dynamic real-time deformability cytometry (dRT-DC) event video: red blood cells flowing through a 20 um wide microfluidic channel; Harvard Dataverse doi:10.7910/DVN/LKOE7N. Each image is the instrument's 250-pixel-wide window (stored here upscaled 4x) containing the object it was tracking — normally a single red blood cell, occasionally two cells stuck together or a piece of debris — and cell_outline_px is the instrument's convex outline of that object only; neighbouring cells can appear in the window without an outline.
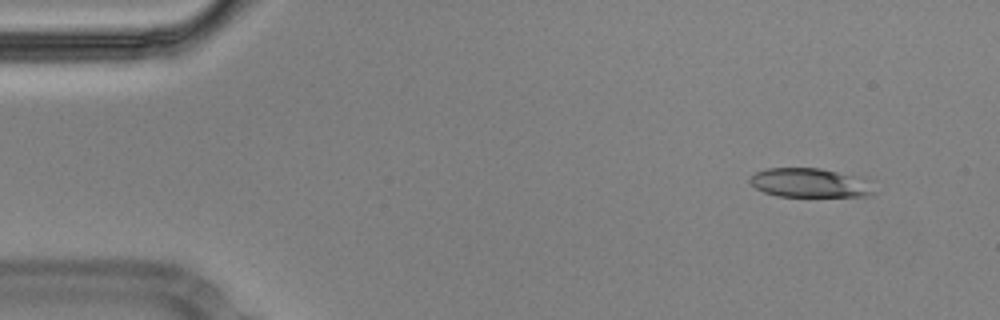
{"species": "Egyptian fruit bat (a non-hibernating species)", "species_latin": "Rousettus aegyptiacus", "temperature_condition": "cold", "stored_images_in_passage": 24, "camera_frame_rate_fps": 3000, "um_per_image_px": 0.085, "animal": {"sex": "male"}, "frame": {"image": 1, "passage_image": 5, "time_ms": 1.333, "image_size_px": [1000, 320], "cell_outline_px": [[876, 192], [872, 196], [776, 196], [764, 192], [756, 188], [748, 180], [756, 172], [768, 168], [820, 168], [864, 176], [872, 180]], "centroid_in_image_um": [68.98, 15.54], "position_along_channel_um": 16.0, "area_um2": 21.62}}
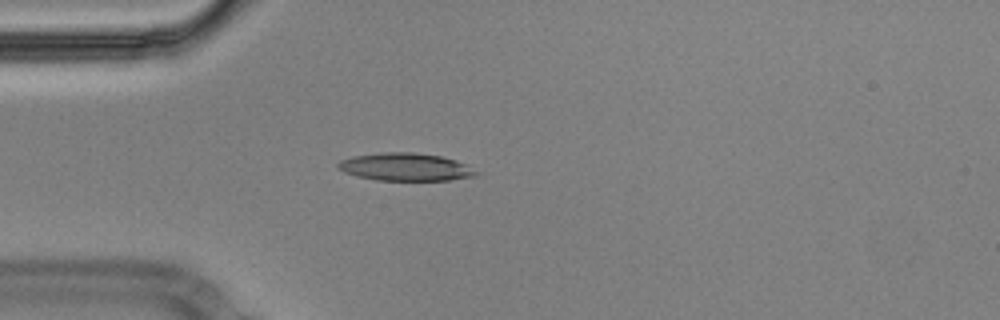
{"frame": {"image": 2, "passage_image": 15, "time_ms": 4.667, "image_size_px": [1000, 320], "cell_outline_px": [[480, 176], [448, 180], [376, 180], [356, 176], [344, 172], [336, 168], [336, 164], [340, 160], [352, 156], [384, 152], [412, 152], [440, 156], [456, 160], [480, 172]], "centroid_in_image_um": [34.46, 14.19], "position_along_channel_um": 50.5, "area_um2": 22.48}}